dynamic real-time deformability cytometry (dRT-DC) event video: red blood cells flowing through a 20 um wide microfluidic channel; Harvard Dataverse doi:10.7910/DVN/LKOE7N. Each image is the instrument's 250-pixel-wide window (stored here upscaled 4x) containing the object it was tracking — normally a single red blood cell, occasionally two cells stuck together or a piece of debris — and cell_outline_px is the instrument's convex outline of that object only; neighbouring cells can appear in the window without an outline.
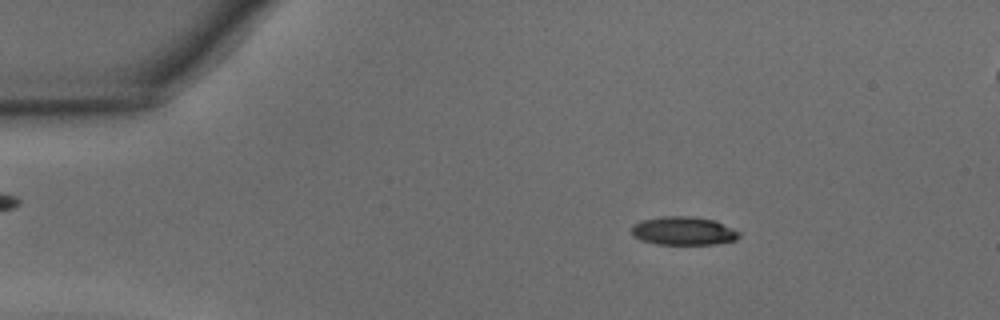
{"species": "common noctule bat (a hibernating species)", "species_latin": "Nyctalus noctula", "temperature_condition": "warm", "stored_images_in_passage": 46, "camera_frame_rate_fps": 3000, "um_per_image_px": 0.085, "animal": {"sex": "male", "body_mass_g": 15.6}, "frame": {"image": 1, "passage_image": 7, "time_ms": 2.0, "image_size_px": [1000, 320], "cell_outline_px": [[740, 236], [736, 240], [716, 244], [656, 244], [640, 240], [632, 236], [632, 224], [640, 220], [664, 216], [692, 216], [712, 220], [740, 232]], "centroid_in_image_um": [58.04, 19.63], "position_along_channel_um": 27.0, "area_um2": 17.8}}
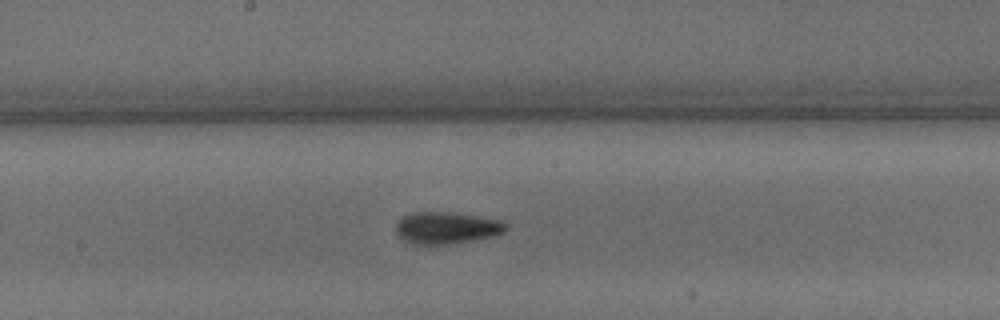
{"frame": {"image": 2, "passage_image": 24, "time_ms": 7.667, "image_size_px": [1000, 320], "cell_outline_px": [[508, 228], [504, 232], [496, 236], [452, 244], [428, 248], [412, 244], [404, 240], [396, 232], [396, 224], [404, 216], [412, 212], [452, 212], [500, 220], [508, 224]], "centroid_in_image_um": [37.96, 19.41], "position_along_channel_um": 210.2, "area_um2": 21.1}}
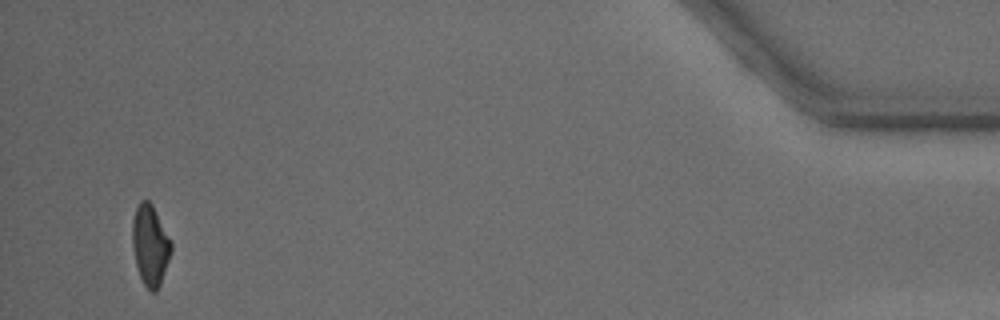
{"frame": {"image": 3, "passage_image": 44, "time_ms": 14.333, "image_size_px": [1000, 320], "cell_outline_px": [[172, 248], [160, 284], [156, 292], [152, 292], [144, 284], [140, 276], [136, 264], [132, 244], [132, 220], [136, 208], [140, 200], [148, 200], [152, 204], [172, 240]], "centroid_in_image_um": [12.77, 20.8], "position_along_channel_um": 422.4, "area_um2": 18.15}, "authors_computed_cell_mechanics": {"area_um2": 18.6405, "velocity_mm_per_s": 4.3608, "shape_relaxation_time_tau1_ms": 3.6584, "shape_relaxation_time_tau2_ms": 2.2223, "deformation_change_tau1": 0.1726, "deformation_change_tau2": 0.0962}}